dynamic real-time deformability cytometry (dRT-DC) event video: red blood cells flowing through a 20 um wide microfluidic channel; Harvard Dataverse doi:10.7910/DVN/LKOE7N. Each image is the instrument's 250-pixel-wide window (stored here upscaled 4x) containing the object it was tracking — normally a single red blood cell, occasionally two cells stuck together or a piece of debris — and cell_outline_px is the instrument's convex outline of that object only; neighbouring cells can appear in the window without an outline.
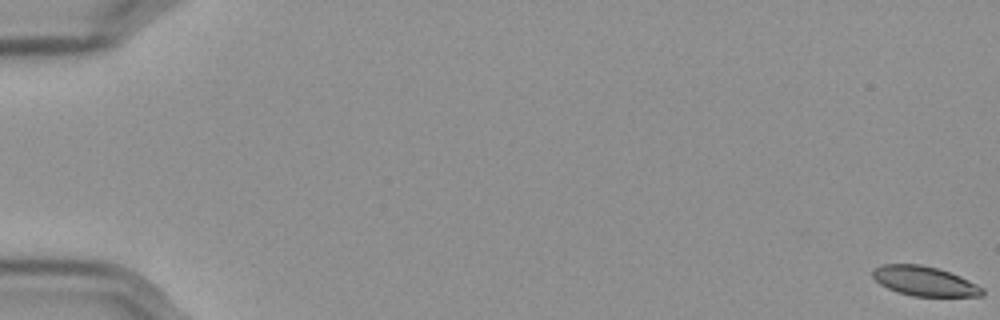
{"species": "Egyptian fruit bat (a non-hibernating species)", "species_latin": "Rousettus aegyptiacus", "temperature_condition": "cold", "stored_images_in_passage": 59, "camera_frame_rate_fps": 3000, "um_per_image_px": 0.085, "frame": {"image": 1, "passage_image": 1, "time_ms": 0.0, "image_size_px": [1000, 320], "cell_outline_px": [[984, 296], [912, 296], [896, 292], [880, 284], [872, 276], [872, 268], [884, 264], [920, 264], [936, 268], [960, 276], [984, 288]], "centroid_in_image_um": [78.56, 23.9], "position_along_channel_um": 6.4, "area_um2": 18.9}}
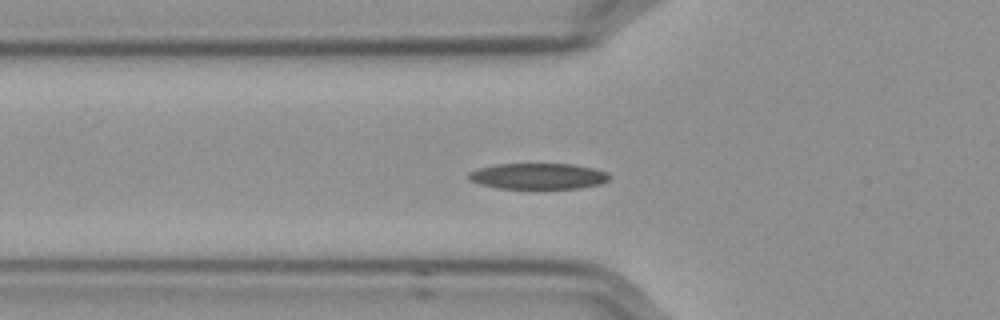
{"frame": {"image": 2, "passage_image": 22, "time_ms": 7.0, "image_size_px": [1000, 320], "cell_outline_px": [[608, 180], [600, 184], [580, 188], [496, 188], [480, 184], [468, 180], [468, 172], [480, 168], [496, 164], [572, 164], [592, 168], [608, 172]], "centroid_in_image_um": [45.71, 14.97], "position_along_channel_um": 80.1, "area_um2": 21.15}}
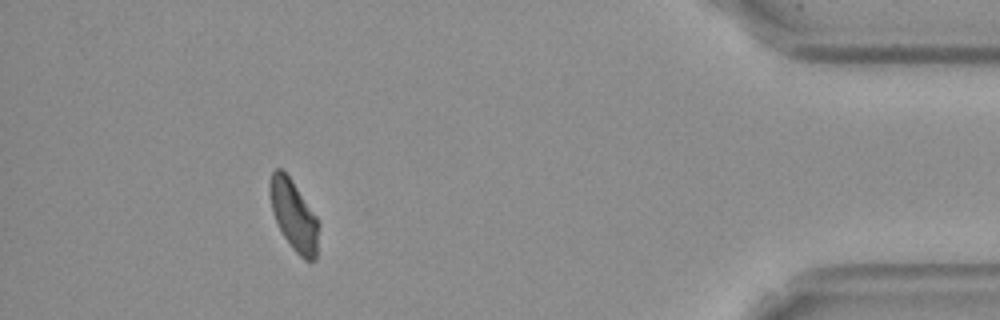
{"frame": {"image": 3, "passage_image": 54, "time_ms": 17.667, "image_size_px": [1000, 320], "cell_outline_px": [[316, 260], [304, 260], [292, 248], [284, 236], [276, 220], [272, 208], [268, 192], [268, 188], [272, 172], [276, 168], [280, 168], [292, 180], [316, 216]], "centroid_in_image_um": [24.92, 18.27], "position_along_channel_um": 410.3, "area_um2": 19.31}, "authors_computed_cell_mechanics": {"area_um2": 20.6346, "velocity_mm_per_s": 3.5622, "shape_relaxation_time_tau1_ms": 3.4743, "shape_relaxation_time_tau2_ms": 6.8397, "deformation_change_tau1": 0.136, "deformation_change_tau2": 0.1199}}